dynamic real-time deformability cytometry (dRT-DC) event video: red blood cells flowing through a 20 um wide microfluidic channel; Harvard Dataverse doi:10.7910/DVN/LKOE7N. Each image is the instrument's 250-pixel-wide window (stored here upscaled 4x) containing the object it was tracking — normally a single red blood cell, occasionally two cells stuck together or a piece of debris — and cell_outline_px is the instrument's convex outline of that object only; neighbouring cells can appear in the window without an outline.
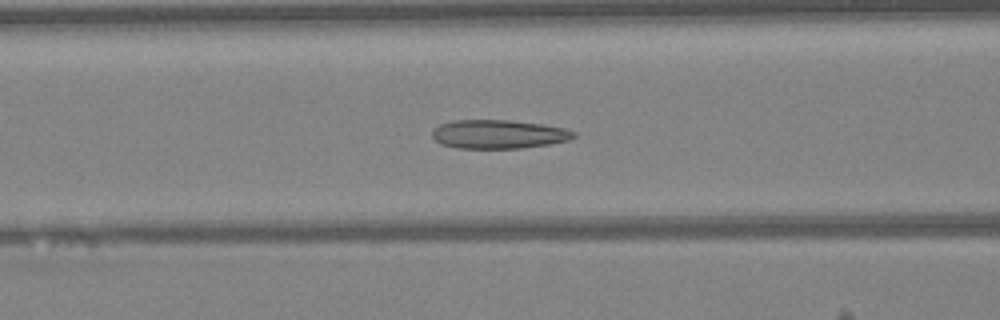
{"species": "Egyptian fruit bat (a non-hibernating species)", "species_latin": "Rousettus aegyptiacus", "temperature_condition": "warm", "stored_images_in_passage": 47, "camera_frame_rate_fps": 3000, "um_per_image_px": 0.085, "animal": {"sex": "female"}, "frame": {"image": 1, "passage_image": 19, "time_ms": 6.0, "image_size_px": [1000, 320], "cell_outline_px": [[576, 136], [568, 140], [548, 144], [520, 148], [456, 148], [440, 144], [432, 136], [432, 128], [440, 124], [452, 120], [508, 120], [544, 124], [564, 128], [576, 132]], "centroid_in_image_um": [42.35, 11.4], "position_along_channel_um": 124.3, "area_um2": 23.81}}
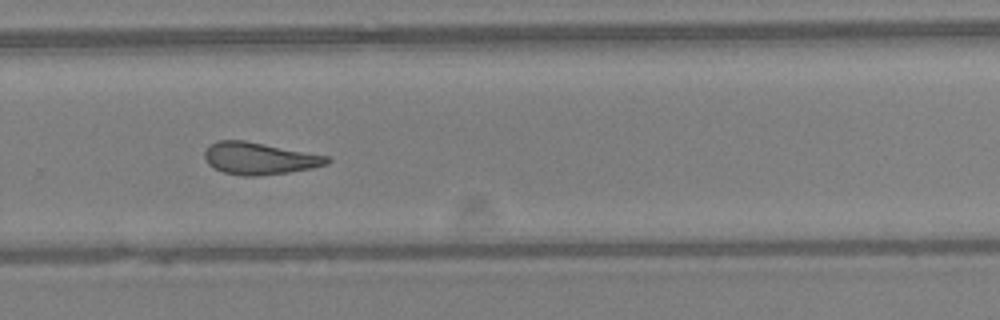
{"frame": {"image": 2, "passage_image": 32, "time_ms": 10.333, "image_size_px": [1000, 320], "cell_outline_px": [[332, 160], [328, 164], [312, 168], [288, 172], [260, 176], [244, 176], [224, 172], [208, 164], [204, 156], [204, 152], [216, 140], [244, 140], [332, 156]], "centroid_in_image_um": [22.11, 13.46], "position_along_channel_um": 307.7, "area_um2": 23.0}}
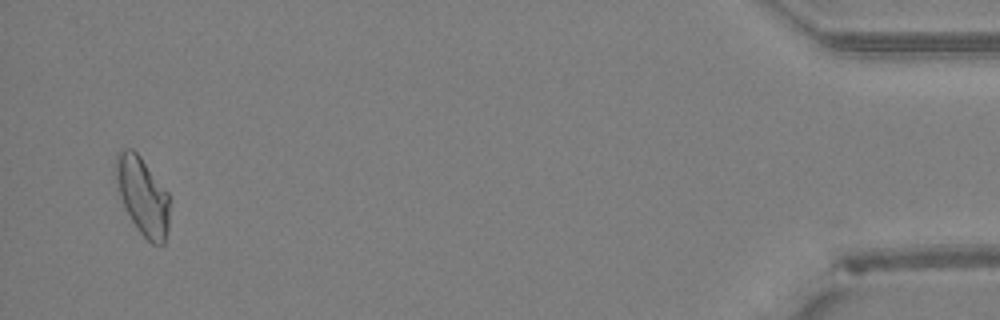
{"frame": {"image": 3, "passage_image": 46, "time_ms": 15.0, "image_size_px": [1000, 320], "cell_outline_px": [[168, 228], [164, 244], [160, 248], [152, 244], [136, 228], [120, 196], [116, 180], [116, 156], [124, 148], [132, 148], [140, 156], [168, 192]], "centroid_in_image_um": [12.14, 16.69], "position_along_channel_um": 423.1, "area_um2": 24.04}, "authors_computed_cell_mechanics": {"area_um2": 23.987, "velocity_mm_per_s": 4.2532, "shape_relaxation_time_tau1_ms": null, "shape_relaxation_time_tau2_ms": 3.7411, "deformation_change_tau1": null, "deformation_change_tau2": 0.1196}}